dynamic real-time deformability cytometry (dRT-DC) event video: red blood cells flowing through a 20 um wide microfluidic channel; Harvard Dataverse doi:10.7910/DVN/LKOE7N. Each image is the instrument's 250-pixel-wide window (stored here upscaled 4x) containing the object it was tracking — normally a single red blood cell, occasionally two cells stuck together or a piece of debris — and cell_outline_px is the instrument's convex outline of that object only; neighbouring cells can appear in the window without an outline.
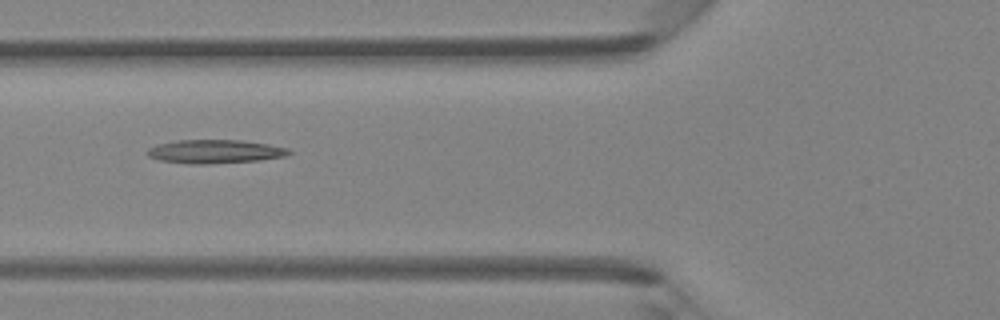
{"species": "Egyptian fruit bat (a non-hibernating species)", "species_latin": "Rousettus aegyptiacus", "temperature_condition": "room temperature", "stored_images_in_passage": 6, "camera_frame_rate_fps": 3000, "um_per_image_px": 0.085, "animal": {"sex": "female"}, "frame": {"image": 1, "passage_image": 5, "time_ms": 5.333, "image_size_px": [1000, 320], "cell_outline_px": [[292, 152], [284, 156], [260, 160], [208, 164], [188, 164], [160, 160], [148, 156], [144, 152], [148, 148], [156, 144], [176, 140], [240, 140], [268, 144], [288, 148]], "centroid_in_image_um": [18.21, 12.88], "position_along_channel_um": 107.6, "area_um2": 19.59}}
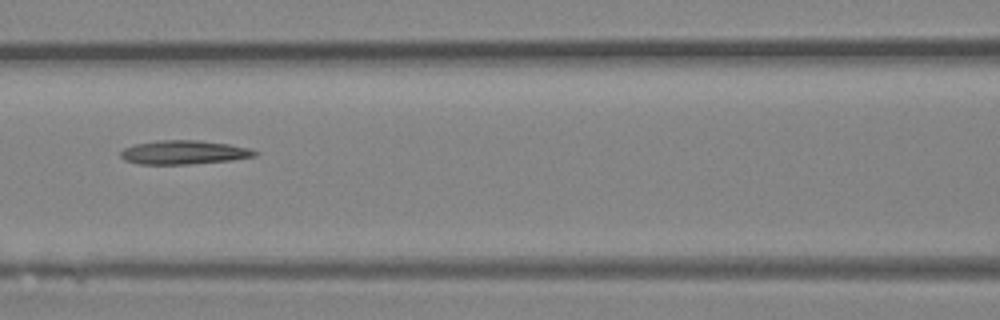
{"frame": {"image": 2, "passage_image": 6, "time_ms": 6.333, "image_size_px": [1000, 320], "cell_outline_px": [[260, 152], [256, 156], [232, 160], [188, 164], [140, 164], [124, 160], [120, 156], [120, 152], [124, 148], [132, 144], [156, 140], [200, 140], [228, 144], [252, 148]], "centroid_in_image_um": [15.64, 12.94], "position_along_channel_um": 151.0, "area_um2": 18.9}}